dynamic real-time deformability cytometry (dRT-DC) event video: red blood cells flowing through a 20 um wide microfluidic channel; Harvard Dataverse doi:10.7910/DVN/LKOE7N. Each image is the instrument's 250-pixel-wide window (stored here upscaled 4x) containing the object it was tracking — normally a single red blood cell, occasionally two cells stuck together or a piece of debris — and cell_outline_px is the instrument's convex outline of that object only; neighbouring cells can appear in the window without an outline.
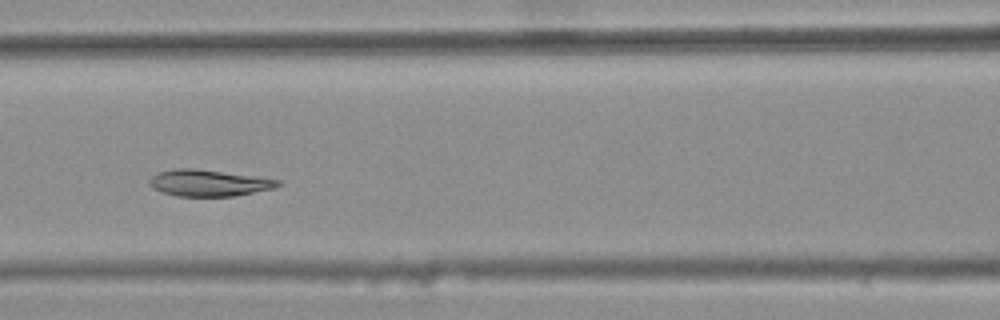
{"species": "common noctule bat (a hibernating species)", "species_latin": "Nyctalus noctula", "temperature_condition": "warm", "stored_images_in_passage": 8, "segment_of_instrument_passage": [1, 2], "camera_frame_rate_fps": 3000, "um_per_image_px": 0.085, "animal": {"sex": "female", "body_mass_g": 25.1}, "frame": {"image": 1, "passage_image": 6, "time_ms": 1.667, "image_size_px": [1000, 320], "cell_outline_px": [[284, 184], [276, 188], [232, 196], [176, 196], [152, 188], [148, 180], [152, 176], [160, 172], [176, 168], [192, 168], [256, 176], [280, 180]], "centroid_in_image_um": [17.78, 15.55], "position_along_channel_um": 148.8, "area_um2": 19.77}}
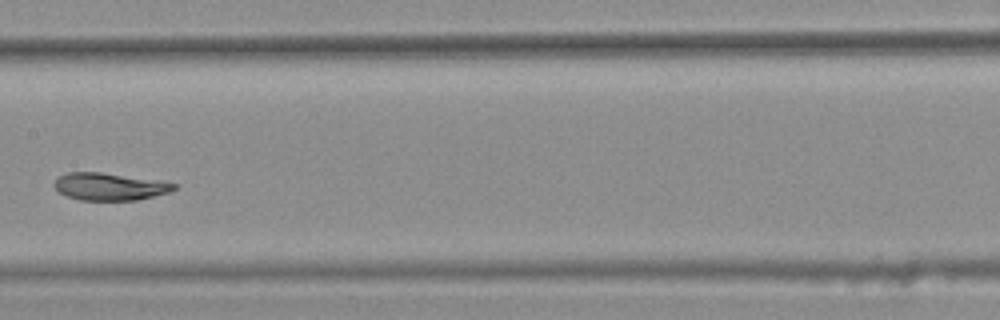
{"frame": {"image": 2, "passage_image": 7, "time_ms": 2.0, "image_size_px": [1000, 320], "cell_outline_px": [[180, 184], [176, 188], [168, 192], [136, 200], [80, 200], [68, 196], [60, 192], [52, 184], [60, 176], [68, 172], [100, 172], [160, 180]], "centroid_in_image_um": [9.35, 15.85], "position_along_channel_um": 198.1, "area_um2": 19.02}}